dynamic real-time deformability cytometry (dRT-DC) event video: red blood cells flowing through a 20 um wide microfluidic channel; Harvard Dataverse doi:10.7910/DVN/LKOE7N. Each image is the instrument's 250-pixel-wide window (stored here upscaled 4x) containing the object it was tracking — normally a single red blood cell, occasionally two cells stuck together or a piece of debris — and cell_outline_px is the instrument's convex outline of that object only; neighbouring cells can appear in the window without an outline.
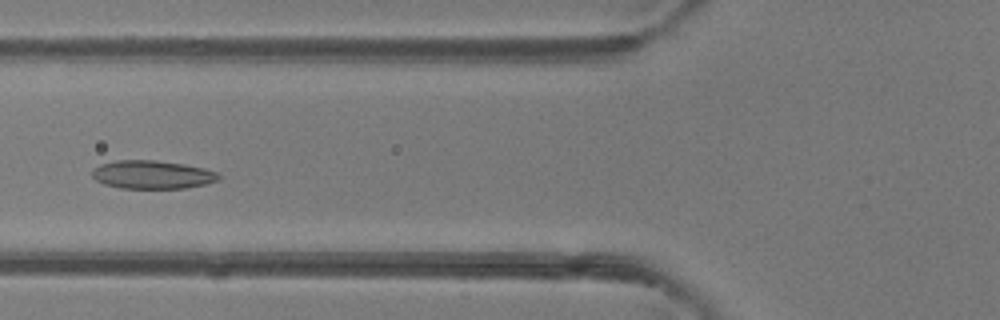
{"species": "common noctule bat (a hibernating species)", "species_latin": "Nyctalus noctula", "temperature_condition": "room temperature", "stored_images_in_passage": 6, "camera_frame_rate_fps": 3000, "um_per_image_px": 0.085, "animal": {"sex": "female"}, "frame": {"image": 1, "passage_image": 6, "time_ms": 1.667, "image_size_px": [1000, 320], "cell_outline_px": [[220, 180], [204, 184], [184, 188], [120, 188], [104, 184], [96, 180], [92, 176], [92, 172], [100, 164], [116, 160], [156, 160], [184, 164], [204, 168], [216, 172], [220, 176]], "centroid_in_image_um": [12.95, 14.84], "position_along_channel_um": 112.9, "area_um2": 20.81}}